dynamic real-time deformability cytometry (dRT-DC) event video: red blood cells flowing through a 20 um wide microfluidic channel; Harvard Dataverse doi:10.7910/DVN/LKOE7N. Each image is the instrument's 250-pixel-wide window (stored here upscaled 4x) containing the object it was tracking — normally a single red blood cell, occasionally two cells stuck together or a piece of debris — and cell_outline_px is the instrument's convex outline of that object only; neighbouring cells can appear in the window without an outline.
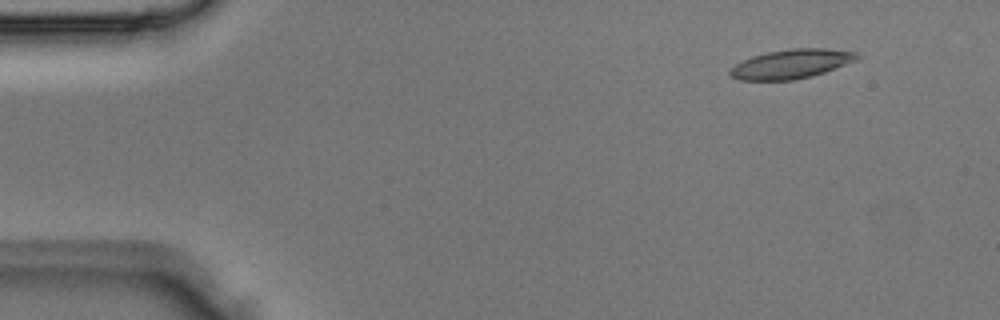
{"species": "Egyptian fruit bat (a non-hibernating species)", "species_latin": "Rousettus aegyptiacus", "temperature_condition": "room temperature", "stored_images_in_passage": 4, "camera_frame_rate_fps": 3000, "um_per_image_px": 0.085, "animal": {"sex": "male"}, "frame": {"image": 1, "passage_image": 2, "time_ms": 0.333, "image_size_px": [1000, 320], "cell_outline_px": [[860, 56], [856, 60], [824, 72], [812, 76], [796, 80], [740, 80], [728, 76], [728, 72], [736, 64], [752, 56], [768, 52], [792, 48], [824, 48], [856, 52]], "centroid_in_image_um": [67.24, 5.44], "position_along_channel_um": 17.8, "area_um2": 21.5}}
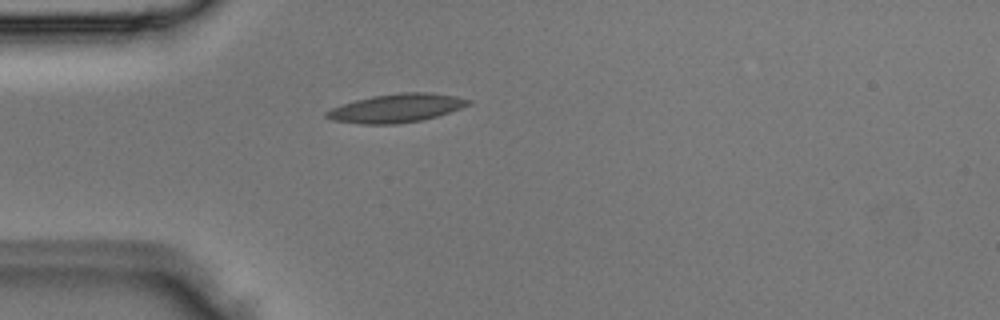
{"frame": {"image": 2, "passage_image": 4, "time_ms": 1.0, "image_size_px": [1000, 320], "cell_outline_px": [[472, 104], [436, 116], [420, 120], [396, 124], [364, 124], [332, 120], [324, 116], [324, 112], [332, 108], [356, 100], [372, 96], [404, 92], [428, 92], [456, 96], [472, 100]], "centroid_in_image_um": [33.7, 9.19], "position_along_channel_um": 51.3, "area_um2": 23.35}}